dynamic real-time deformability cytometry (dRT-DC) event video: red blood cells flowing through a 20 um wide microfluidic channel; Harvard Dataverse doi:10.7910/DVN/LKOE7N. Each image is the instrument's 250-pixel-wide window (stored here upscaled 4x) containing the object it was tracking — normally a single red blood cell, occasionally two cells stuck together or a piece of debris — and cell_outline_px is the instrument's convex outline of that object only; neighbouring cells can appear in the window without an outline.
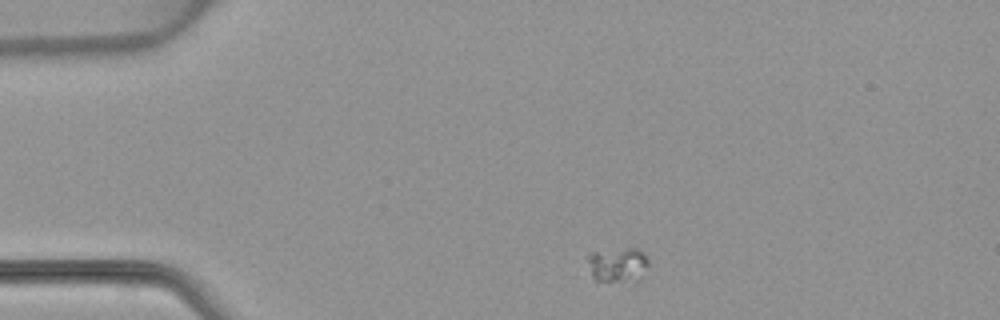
{"species": "common noctule bat (a hibernating species)", "species_latin": "Nyctalus noctula", "temperature_condition": "warm", "stored_images_in_passage": 2, "camera_frame_rate_fps": 3000, "um_per_image_px": 0.085, "animal": {"sex": "female", "body_mass_g": 22.7, "forearm_length_mm": 54.2}, "frame": {"image": 1, "passage_image": 1, "time_ms": 0.0, "image_size_px": [1000, 320], "cell_outline_px": [[648, 264], [640, 280], [596, 280], [592, 276], [588, 260], [588, 252], [628, 248], [636, 248], [644, 252], [648, 260]], "centroid_in_image_um": [52.52, 22.47], "position_along_channel_um": 32.5, "area_um2": 12.08}}